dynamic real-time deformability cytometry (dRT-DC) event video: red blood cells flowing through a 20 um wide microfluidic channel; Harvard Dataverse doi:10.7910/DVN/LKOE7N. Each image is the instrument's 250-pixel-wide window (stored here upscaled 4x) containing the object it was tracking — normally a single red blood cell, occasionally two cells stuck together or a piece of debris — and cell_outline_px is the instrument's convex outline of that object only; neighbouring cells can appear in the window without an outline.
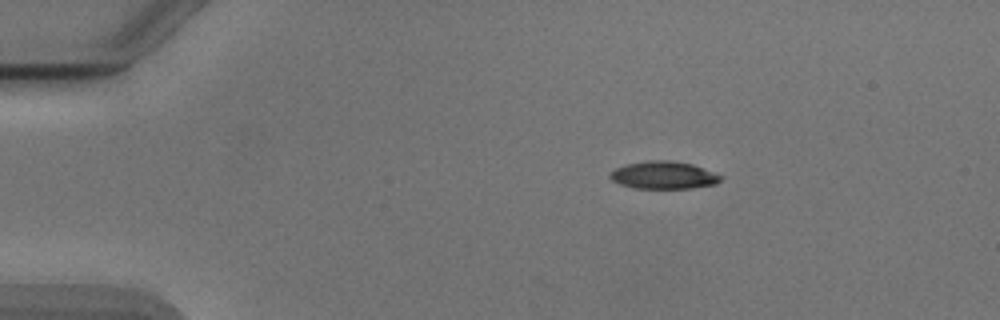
{"species": "Egyptian fruit bat (a non-hibernating species)", "species_latin": "Rousettus aegyptiacus", "temperature_condition": "cold", "stored_images_in_passage": 44, "camera_frame_rate_fps": 3000, "um_per_image_px": 0.085, "animal": {"sex": "male"}, "frame": {"image": 1, "passage_image": 1, "time_ms": 0.0, "image_size_px": [1000, 320], "cell_outline_px": [[724, 176], [716, 184], [692, 188], [636, 188], [620, 184], [612, 180], [608, 176], [616, 168], [624, 164], [648, 160], [668, 160], [692, 164]], "centroid_in_image_um": [56.41, 14.88], "position_along_channel_um": 28.6, "area_um2": 17.74}}
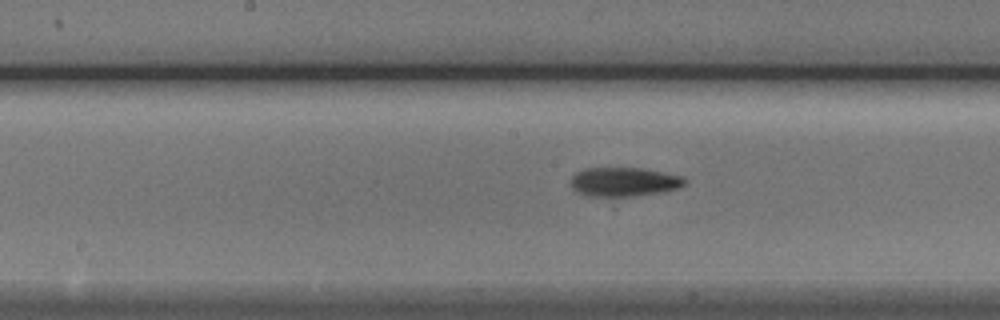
{"frame": {"image": 2, "passage_image": 19, "time_ms": 6.0, "image_size_px": [1000, 320], "cell_outline_px": [[688, 180], [680, 188], [664, 192], [636, 196], [588, 196], [576, 192], [572, 188], [572, 176], [576, 172], [584, 168], [640, 168], [664, 172], [684, 176]], "centroid_in_image_um": [53.08, 15.46], "position_along_channel_um": 195.1, "area_um2": 19.54}}
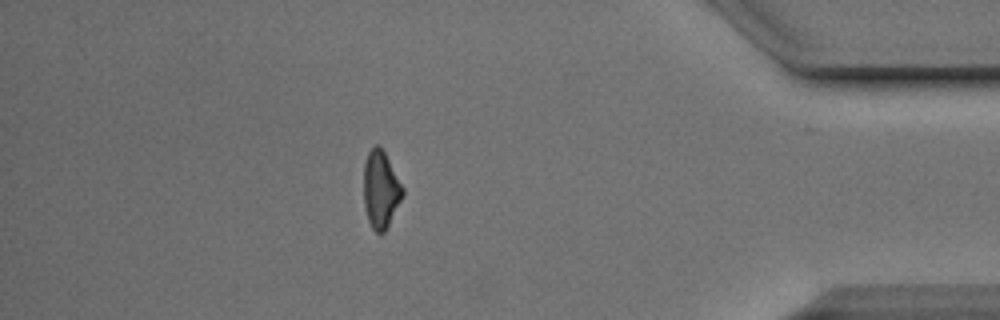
{"frame": {"image": 3, "passage_image": 38, "time_ms": 12.333, "image_size_px": [1000, 320], "cell_outline_px": [[404, 196], [384, 232], [376, 232], [372, 228], [368, 220], [364, 204], [364, 164], [368, 152], [376, 144], [384, 152], [404, 188]], "centroid_in_image_um": [32.37, 16.12], "position_along_channel_um": 402.8, "area_um2": 17.34}, "authors_computed_cell_mechanics": {"area_um2": 18.6694, "velocity_mm_per_s": 3.906, "shape_relaxation_time_tau1_ms": 6.8682, "shape_relaxation_time_tau2_ms": 7.5112, "deformation_change_tau1": 0.1876, "deformation_change_tau2": 0.1845}}